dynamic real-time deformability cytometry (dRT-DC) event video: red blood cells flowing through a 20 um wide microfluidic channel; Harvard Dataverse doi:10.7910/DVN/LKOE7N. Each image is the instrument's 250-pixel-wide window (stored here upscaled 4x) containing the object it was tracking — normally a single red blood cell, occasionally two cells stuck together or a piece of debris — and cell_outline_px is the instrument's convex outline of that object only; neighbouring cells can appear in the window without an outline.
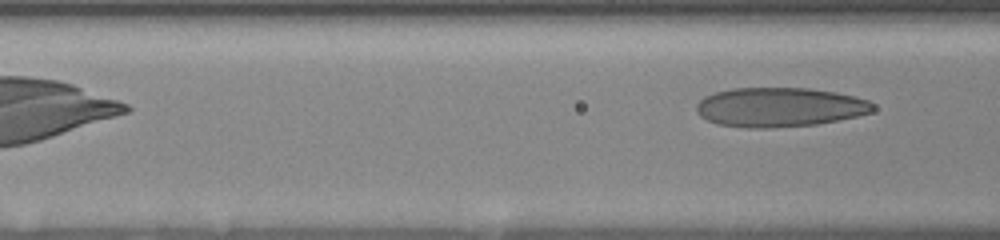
{"species": "human", "species_latin": "Homo sapiens", "temperature_condition": "room temperature", "stored_images_in_passage": 6, "camera_frame_rate_fps": 3000, "um_per_image_px": 0.085, "donor": {"sex": "female"}, "frame": {"image": 1, "passage_image": 6, "time_ms": 4.0, "image_size_px": [1000, 240], "cell_outline_px": [[876, 108], [872, 112], [856, 116], [816, 124], [768, 128], [748, 128], [716, 124], [700, 116], [696, 112], [696, 104], [704, 96], [716, 92], [732, 88], [808, 88], [836, 92], [868, 100], [876, 104]], "centroid_in_image_um": [66.25, 9.11], "position_along_channel_um": 100.4, "area_um2": 40.58}}